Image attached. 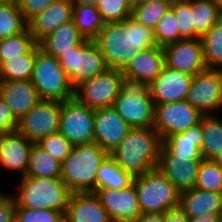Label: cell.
Instances as JSON below:
<instances>
[{"label": "cell", "instance_id": "4fadbf2b", "mask_svg": "<svg viewBox=\"0 0 222 222\" xmlns=\"http://www.w3.org/2000/svg\"><path fill=\"white\" fill-rule=\"evenodd\" d=\"M202 115L186 100L155 104L153 128L163 140L167 135L184 132L199 124Z\"/></svg>", "mask_w": 222, "mask_h": 222}, {"label": "cell", "instance_id": "6da1fadb", "mask_svg": "<svg viewBox=\"0 0 222 222\" xmlns=\"http://www.w3.org/2000/svg\"><path fill=\"white\" fill-rule=\"evenodd\" d=\"M108 68L123 70L138 55L156 46L154 31L132 16L121 22L105 23L94 39Z\"/></svg>", "mask_w": 222, "mask_h": 222}, {"label": "cell", "instance_id": "83f0119b", "mask_svg": "<svg viewBox=\"0 0 222 222\" xmlns=\"http://www.w3.org/2000/svg\"><path fill=\"white\" fill-rule=\"evenodd\" d=\"M133 177L124 171L115 160L108 155L98 168L96 190L98 189H125L133 183Z\"/></svg>", "mask_w": 222, "mask_h": 222}, {"label": "cell", "instance_id": "d6986e66", "mask_svg": "<svg viewBox=\"0 0 222 222\" xmlns=\"http://www.w3.org/2000/svg\"><path fill=\"white\" fill-rule=\"evenodd\" d=\"M33 144L17 130L0 133V165L25 176Z\"/></svg>", "mask_w": 222, "mask_h": 222}, {"label": "cell", "instance_id": "b9f144b4", "mask_svg": "<svg viewBox=\"0 0 222 222\" xmlns=\"http://www.w3.org/2000/svg\"><path fill=\"white\" fill-rule=\"evenodd\" d=\"M64 214L55 209L15 208V222H65Z\"/></svg>", "mask_w": 222, "mask_h": 222}, {"label": "cell", "instance_id": "836d02e7", "mask_svg": "<svg viewBox=\"0 0 222 222\" xmlns=\"http://www.w3.org/2000/svg\"><path fill=\"white\" fill-rule=\"evenodd\" d=\"M27 27L16 1L0 2V39L19 34Z\"/></svg>", "mask_w": 222, "mask_h": 222}, {"label": "cell", "instance_id": "11a10c76", "mask_svg": "<svg viewBox=\"0 0 222 222\" xmlns=\"http://www.w3.org/2000/svg\"><path fill=\"white\" fill-rule=\"evenodd\" d=\"M10 1H16V0H0V2H10Z\"/></svg>", "mask_w": 222, "mask_h": 222}, {"label": "cell", "instance_id": "2e32d148", "mask_svg": "<svg viewBox=\"0 0 222 222\" xmlns=\"http://www.w3.org/2000/svg\"><path fill=\"white\" fill-rule=\"evenodd\" d=\"M193 75L164 65L161 73L148 85L155 104L186 100Z\"/></svg>", "mask_w": 222, "mask_h": 222}, {"label": "cell", "instance_id": "d590c367", "mask_svg": "<svg viewBox=\"0 0 222 222\" xmlns=\"http://www.w3.org/2000/svg\"><path fill=\"white\" fill-rule=\"evenodd\" d=\"M36 44L28 27L19 34L0 39V63L29 52Z\"/></svg>", "mask_w": 222, "mask_h": 222}, {"label": "cell", "instance_id": "db71d44e", "mask_svg": "<svg viewBox=\"0 0 222 222\" xmlns=\"http://www.w3.org/2000/svg\"><path fill=\"white\" fill-rule=\"evenodd\" d=\"M131 5H132V7L134 6V5H136V0H127Z\"/></svg>", "mask_w": 222, "mask_h": 222}, {"label": "cell", "instance_id": "e575fe53", "mask_svg": "<svg viewBox=\"0 0 222 222\" xmlns=\"http://www.w3.org/2000/svg\"><path fill=\"white\" fill-rule=\"evenodd\" d=\"M171 2L172 0H152L147 3L134 5L132 8V17L154 31L158 22L169 10Z\"/></svg>", "mask_w": 222, "mask_h": 222}, {"label": "cell", "instance_id": "9c48e42d", "mask_svg": "<svg viewBox=\"0 0 222 222\" xmlns=\"http://www.w3.org/2000/svg\"><path fill=\"white\" fill-rule=\"evenodd\" d=\"M123 78L122 70L107 68L78 85L74 96L93 110L112 107L121 91Z\"/></svg>", "mask_w": 222, "mask_h": 222}, {"label": "cell", "instance_id": "3957f363", "mask_svg": "<svg viewBox=\"0 0 222 222\" xmlns=\"http://www.w3.org/2000/svg\"><path fill=\"white\" fill-rule=\"evenodd\" d=\"M108 155L95 141L74 146L62 162L60 178L72 193H94L98 168Z\"/></svg>", "mask_w": 222, "mask_h": 222}, {"label": "cell", "instance_id": "8992f818", "mask_svg": "<svg viewBox=\"0 0 222 222\" xmlns=\"http://www.w3.org/2000/svg\"><path fill=\"white\" fill-rule=\"evenodd\" d=\"M31 83L40 99L65 101L75 95V88L60 65L59 59L45 53L40 49L39 43L36 44Z\"/></svg>", "mask_w": 222, "mask_h": 222}, {"label": "cell", "instance_id": "60d3db41", "mask_svg": "<svg viewBox=\"0 0 222 222\" xmlns=\"http://www.w3.org/2000/svg\"><path fill=\"white\" fill-rule=\"evenodd\" d=\"M36 144L61 163L70 155L74 147L60 133L43 137Z\"/></svg>", "mask_w": 222, "mask_h": 222}, {"label": "cell", "instance_id": "4dcf8cb0", "mask_svg": "<svg viewBox=\"0 0 222 222\" xmlns=\"http://www.w3.org/2000/svg\"><path fill=\"white\" fill-rule=\"evenodd\" d=\"M36 59V45L27 53L0 63V80H31Z\"/></svg>", "mask_w": 222, "mask_h": 222}, {"label": "cell", "instance_id": "1f68e13d", "mask_svg": "<svg viewBox=\"0 0 222 222\" xmlns=\"http://www.w3.org/2000/svg\"><path fill=\"white\" fill-rule=\"evenodd\" d=\"M193 26L202 36L222 18V13L214 0H191Z\"/></svg>", "mask_w": 222, "mask_h": 222}, {"label": "cell", "instance_id": "7402d4cb", "mask_svg": "<svg viewBox=\"0 0 222 222\" xmlns=\"http://www.w3.org/2000/svg\"><path fill=\"white\" fill-rule=\"evenodd\" d=\"M65 222H112L106 209L95 193H72L66 213Z\"/></svg>", "mask_w": 222, "mask_h": 222}, {"label": "cell", "instance_id": "603a6c76", "mask_svg": "<svg viewBox=\"0 0 222 222\" xmlns=\"http://www.w3.org/2000/svg\"><path fill=\"white\" fill-rule=\"evenodd\" d=\"M164 65V48L156 45L138 53L122 70V74L126 78L143 81L149 85L161 73Z\"/></svg>", "mask_w": 222, "mask_h": 222}, {"label": "cell", "instance_id": "f546056e", "mask_svg": "<svg viewBox=\"0 0 222 222\" xmlns=\"http://www.w3.org/2000/svg\"><path fill=\"white\" fill-rule=\"evenodd\" d=\"M62 163L33 144L30 152L29 166L25 176L38 178H60Z\"/></svg>", "mask_w": 222, "mask_h": 222}, {"label": "cell", "instance_id": "7c38bea8", "mask_svg": "<svg viewBox=\"0 0 222 222\" xmlns=\"http://www.w3.org/2000/svg\"><path fill=\"white\" fill-rule=\"evenodd\" d=\"M186 101L203 115L222 108V69L206 68L195 74Z\"/></svg>", "mask_w": 222, "mask_h": 222}, {"label": "cell", "instance_id": "4316f807", "mask_svg": "<svg viewBox=\"0 0 222 222\" xmlns=\"http://www.w3.org/2000/svg\"><path fill=\"white\" fill-rule=\"evenodd\" d=\"M214 114L202 115L200 119L203 141L201 156L214 160L222 152V119Z\"/></svg>", "mask_w": 222, "mask_h": 222}, {"label": "cell", "instance_id": "52a82bcc", "mask_svg": "<svg viewBox=\"0 0 222 222\" xmlns=\"http://www.w3.org/2000/svg\"><path fill=\"white\" fill-rule=\"evenodd\" d=\"M141 213H165L179 207L180 191L157 169L134 177Z\"/></svg>", "mask_w": 222, "mask_h": 222}, {"label": "cell", "instance_id": "bcb514c9", "mask_svg": "<svg viewBox=\"0 0 222 222\" xmlns=\"http://www.w3.org/2000/svg\"><path fill=\"white\" fill-rule=\"evenodd\" d=\"M164 222H189V217L180 207H176L164 213Z\"/></svg>", "mask_w": 222, "mask_h": 222}, {"label": "cell", "instance_id": "484cf974", "mask_svg": "<svg viewBox=\"0 0 222 222\" xmlns=\"http://www.w3.org/2000/svg\"><path fill=\"white\" fill-rule=\"evenodd\" d=\"M86 39L78 31L73 20L61 24L52 33L39 42L40 49L56 58L62 56L75 45H80Z\"/></svg>", "mask_w": 222, "mask_h": 222}, {"label": "cell", "instance_id": "f5cc1de1", "mask_svg": "<svg viewBox=\"0 0 222 222\" xmlns=\"http://www.w3.org/2000/svg\"><path fill=\"white\" fill-rule=\"evenodd\" d=\"M152 0H136V5L142 4V3H147L150 2Z\"/></svg>", "mask_w": 222, "mask_h": 222}, {"label": "cell", "instance_id": "d6a6232c", "mask_svg": "<svg viewBox=\"0 0 222 222\" xmlns=\"http://www.w3.org/2000/svg\"><path fill=\"white\" fill-rule=\"evenodd\" d=\"M200 40L207 68L222 69V18Z\"/></svg>", "mask_w": 222, "mask_h": 222}, {"label": "cell", "instance_id": "ab89813d", "mask_svg": "<svg viewBox=\"0 0 222 222\" xmlns=\"http://www.w3.org/2000/svg\"><path fill=\"white\" fill-rule=\"evenodd\" d=\"M97 8L105 23L121 22L132 16L127 0H97Z\"/></svg>", "mask_w": 222, "mask_h": 222}, {"label": "cell", "instance_id": "5bb4252c", "mask_svg": "<svg viewBox=\"0 0 222 222\" xmlns=\"http://www.w3.org/2000/svg\"><path fill=\"white\" fill-rule=\"evenodd\" d=\"M94 193L112 222H134L141 215L134 183L125 189H98Z\"/></svg>", "mask_w": 222, "mask_h": 222}, {"label": "cell", "instance_id": "ba28073f", "mask_svg": "<svg viewBox=\"0 0 222 222\" xmlns=\"http://www.w3.org/2000/svg\"><path fill=\"white\" fill-rule=\"evenodd\" d=\"M58 59L74 88L108 68L99 46L89 39L75 45Z\"/></svg>", "mask_w": 222, "mask_h": 222}, {"label": "cell", "instance_id": "ee69618b", "mask_svg": "<svg viewBox=\"0 0 222 222\" xmlns=\"http://www.w3.org/2000/svg\"><path fill=\"white\" fill-rule=\"evenodd\" d=\"M18 119L0 97V133L16 131Z\"/></svg>", "mask_w": 222, "mask_h": 222}, {"label": "cell", "instance_id": "30bf717a", "mask_svg": "<svg viewBox=\"0 0 222 222\" xmlns=\"http://www.w3.org/2000/svg\"><path fill=\"white\" fill-rule=\"evenodd\" d=\"M59 133L73 146L94 142V110L75 96L62 101Z\"/></svg>", "mask_w": 222, "mask_h": 222}, {"label": "cell", "instance_id": "f907efd6", "mask_svg": "<svg viewBox=\"0 0 222 222\" xmlns=\"http://www.w3.org/2000/svg\"><path fill=\"white\" fill-rule=\"evenodd\" d=\"M214 161H216L222 167V152L218 155Z\"/></svg>", "mask_w": 222, "mask_h": 222}, {"label": "cell", "instance_id": "ffe728a7", "mask_svg": "<svg viewBox=\"0 0 222 222\" xmlns=\"http://www.w3.org/2000/svg\"><path fill=\"white\" fill-rule=\"evenodd\" d=\"M72 17L73 4L70 0H56L28 21V29L39 43L61 24L71 21Z\"/></svg>", "mask_w": 222, "mask_h": 222}, {"label": "cell", "instance_id": "816d5d0a", "mask_svg": "<svg viewBox=\"0 0 222 222\" xmlns=\"http://www.w3.org/2000/svg\"><path fill=\"white\" fill-rule=\"evenodd\" d=\"M217 6L219 7L220 12L222 13V0H214Z\"/></svg>", "mask_w": 222, "mask_h": 222}, {"label": "cell", "instance_id": "f35d334b", "mask_svg": "<svg viewBox=\"0 0 222 222\" xmlns=\"http://www.w3.org/2000/svg\"><path fill=\"white\" fill-rule=\"evenodd\" d=\"M154 39L156 45L161 47L183 39L179 34L177 20L171 8L164 14L154 29Z\"/></svg>", "mask_w": 222, "mask_h": 222}, {"label": "cell", "instance_id": "8fae6325", "mask_svg": "<svg viewBox=\"0 0 222 222\" xmlns=\"http://www.w3.org/2000/svg\"><path fill=\"white\" fill-rule=\"evenodd\" d=\"M61 105L62 101L41 99L18 120L17 131L33 143L59 133Z\"/></svg>", "mask_w": 222, "mask_h": 222}, {"label": "cell", "instance_id": "8d00e7d4", "mask_svg": "<svg viewBox=\"0 0 222 222\" xmlns=\"http://www.w3.org/2000/svg\"><path fill=\"white\" fill-rule=\"evenodd\" d=\"M195 188L222 193V167L214 160L202 159Z\"/></svg>", "mask_w": 222, "mask_h": 222}, {"label": "cell", "instance_id": "7dc6e473", "mask_svg": "<svg viewBox=\"0 0 222 222\" xmlns=\"http://www.w3.org/2000/svg\"><path fill=\"white\" fill-rule=\"evenodd\" d=\"M134 222H164V213H141Z\"/></svg>", "mask_w": 222, "mask_h": 222}, {"label": "cell", "instance_id": "e0dca14e", "mask_svg": "<svg viewBox=\"0 0 222 222\" xmlns=\"http://www.w3.org/2000/svg\"><path fill=\"white\" fill-rule=\"evenodd\" d=\"M131 128L113 107L94 110V141L108 153L119 145Z\"/></svg>", "mask_w": 222, "mask_h": 222}, {"label": "cell", "instance_id": "74e56055", "mask_svg": "<svg viewBox=\"0 0 222 222\" xmlns=\"http://www.w3.org/2000/svg\"><path fill=\"white\" fill-rule=\"evenodd\" d=\"M170 8L175 14L180 36L183 39H200L193 26L191 0H172Z\"/></svg>", "mask_w": 222, "mask_h": 222}, {"label": "cell", "instance_id": "5b68a950", "mask_svg": "<svg viewBox=\"0 0 222 222\" xmlns=\"http://www.w3.org/2000/svg\"><path fill=\"white\" fill-rule=\"evenodd\" d=\"M112 107L132 128L154 127L155 103L146 82L124 77Z\"/></svg>", "mask_w": 222, "mask_h": 222}, {"label": "cell", "instance_id": "277c9868", "mask_svg": "<svg viewBox=\"0 0 222 222\" xmlns=\"http://www.w3.org/2000/svg\"><path fill=\"white\" fill-rule=\"evenodd\" d=\"M16 195V208L55 209L66 213L72 192L61 178L21 176Z\"/></svg>", "mask_w": 222, "mask_h": 222}, {"label": "cell", "instance_id": "f1b7e54d", "mask_svg": "<svg viewBox=\"0 0 222 222\" xmlns=\"http://www.w3.org/2000/svg\"><path fill=\"white\" fill-rule=\"evenodd\" d=\"M72 20L85 39L94 40L105 22L96 5H73Z\"/></svg>", "mask_w": 222, "mask_h": 222}, {"label": "cell", "instance_id": "d4e9b609", "mask_svg": "<svg viewBox=\"0 0 222 222\" xmlns=\"http://www.w3.org/2000/svg\"><path fill=\"white\" fill-rule=\"evenodd\" d=\"M179 207L189 218L222 213V193L197 188L182 191Z\"/></svg>", "mask_w": 222, "mask_h": 222}, {"label": "cell", "instance_id": "9a60e30c", "mask_svg": "<svg viewBox=\"0 0 222 222\" xmlns=\"http://www.w3.org/2000/svg\"><path fill=\"white\" fill-rule=\"evenodd\" d=\"M163 48L165 65L169 68L193 76L207 68L200 39H182Z\"/></svg>", "mask_w": 222, "mask_h": 222}, {"label": "cell", "instance_id": "ac0fdd59", "mask_svg": "<svg viewBox=\"0 0 222 222\" xmlns=\"http://www.w3.org/2000/svg\"><path fill=\"white\" fill-rule=\"evenodd\" d=\"M202 159L184 155H160L157 169L182 192L195 188Z\"/></svg>", "mask_w": 222, "mask_h": 222}, {"label": "cell", "instance_id": "7bdbcfd3", "mask_svg": "<svg viewBox=\"0 0 222 222\" xmlns=\"http://www.w3.org/2000/svg\"><path fill=\"white\" fill-rule=\"evenodd\" d=\"M55 1L56 0H16L23 17L27 22Z\"/></svg>", "mask_w": 222, "mask_h": 222}, {"label": "cell", "instance_id": "681fc988", "mask_svg": "<svg viewBox=\"0 0 222 222\" xmlns=\"http://www.w3.org/2000/svg\"><path fill=\"white\" fill-rule=\"evenodd\" d=\"M73 5H97V0H70Z\"/></svg>", "mask_w": 222, "mask_h": 222}, {"label": "cell", "instance_id": "cb8c5ba5", "mask_svg": "<svg viewBox=\"0 0 222 222\" xmlns=\"http://www.w3.org/2000/svg\"><path fill=\"white\" fill-rule=\"evenodd\" d=\"M203 134L201 123L184 132L167 135L162 140L160 155H184L188 158H203L201 146Z\"/></svg>", "mask_w": 222, "mask_h": 222}, {"label": "cell", "instance_id": "44dd1931", "mask_svg": "<svg viewBox=\"0 0 222 222\" xmlns=\"http://www.w3.org/2000/svg\"><path fill=\"white\" fill-rule=\"evenodd\" d=\"M0 97L18 120L41 100L31 80H0Z\"/></svg>", "mask_w": 222, "mask_h": 222}, {"label": "cell", "instance_id": "f6af8a7d", "mask_svg": "<svg viewBox=\"0 0 222 222\" xmlns=\"http://www.w3.org/2000/svg\"><path fill=\"white\" fill-rule=\"evenodd\" d=\"M15 208L14 197L0 191V222H15Z\"/></svg>", "mask_w": 222, "mask_h": 222}, {"label": "cell", "instance_id": "7a4b0ae2", "mask_svg": "<svg viewBox=\"0 0 222 222\" xmlns=\"http://www.w3.org/2000/svg\"><path fill=\"white\" fill-rule=\"evenodd\" d=\"M161 146L154 128H131L109 155L134 178L158 167Z\"/></svg>", "mask_w": 222, "mask_h": 222}, {"label": "cell", "instance_id": "c3c4849f", "mask_svg": "<svg viewBox=\"0 0 222 222\" xmlns=\"http://www.w3.org/2000/svg\"><path fill=\"white\" fill-rule=\"evenodd\" d=\"M222 213H210L198 216L195 218H189V222H221Z\"/></svg>", "mask_w": 222, "mask_h": 222}]
</instances>
